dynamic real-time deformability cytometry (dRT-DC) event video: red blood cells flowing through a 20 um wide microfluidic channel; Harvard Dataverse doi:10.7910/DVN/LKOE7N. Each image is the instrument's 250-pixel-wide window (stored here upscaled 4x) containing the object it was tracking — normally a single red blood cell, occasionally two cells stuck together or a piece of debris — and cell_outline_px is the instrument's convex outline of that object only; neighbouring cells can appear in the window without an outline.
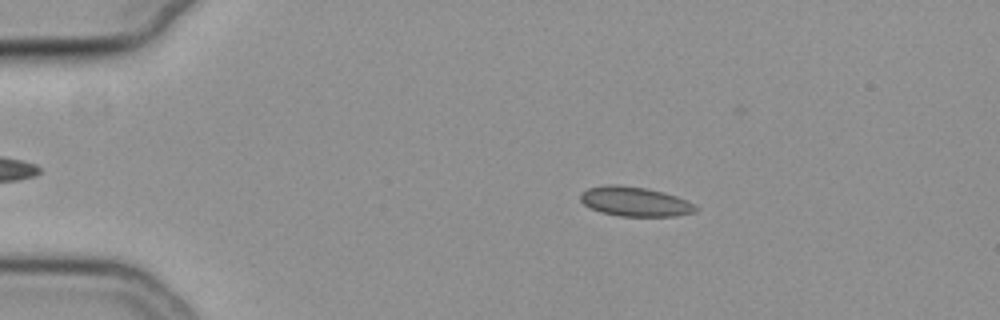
{"species": "common noctule bat (a hibernating species)", "species_latin": "Nyctalus noctula", "temperature_condition": "cold", "stored_images_in_passage": 44, "camera_frame_rate_fps": 3000, "um_per_image_px": 0.085, "animal": {"sex": "female", "body_mass_g": 19.3, "forearm_length_mm": 54.1}, "frame": {"image": 1, "passage_image": 8, "time_ms": 2.333, "image_size_px": [1000, 320], "cell_outline_px": [[700, 208], [696, 212], [676, 216], [620, 216], [600, 212], [584, 204], [580, 200], [580, 192], [588, 188], [608, 184], [620, 184], [648, 188], [664, 192], [688, 200], [696, 204]], "centroid_in_image_um": [54.01, 17.12], "position_along_channel_um": 31.0, "area_um2": 20.17}}
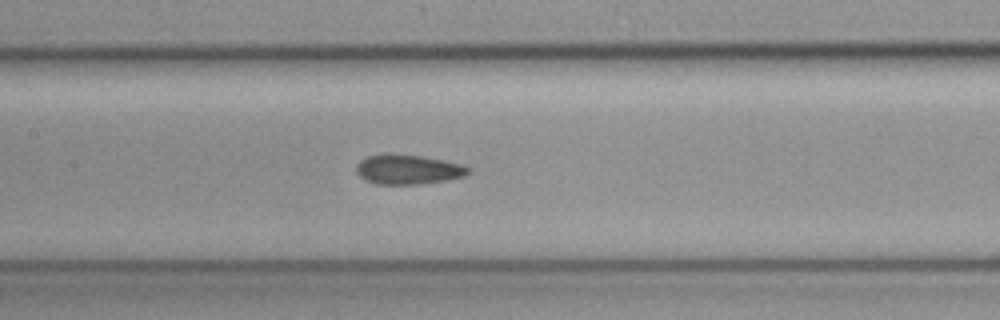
{"frame": {"image": 2, "passage_image": 24, "time_ms": 7.667, "image_size_px": [1000, 320], "cell_outline_px": [[472, 172], [464, 176], [448, 180], [416, 184], [376, 184], [364, 180], [356, 172], [356, 164], [360, 160], [368, 156], [424, 156], [464, 164], [472, 168]], "centroid_in_image_um": [34.76, 14.43], "position_along_channel_um": 172.6, "area_um2": 19.07}}
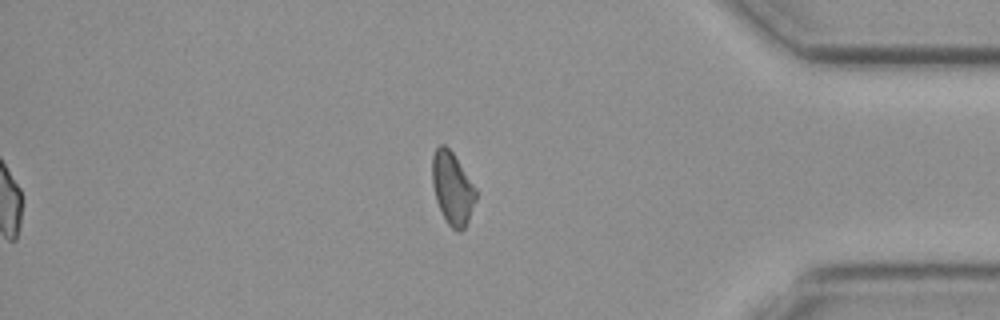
{"frame": {"image": 3, "passage_image": 44, "time_ms": 14.333, "image_size_px": [1000, 320], "cell_outline_px": [[476, 200], [468, 220], [464, 228], [460, 232], [456, 232], [448, 224], [436, 200], [432, 184], [432, 156], [436, 148], [440, 144], [444, 144], [452, 152], [476, 188]], "centroid_in_image_um": [38.45, 16.0], "position_along_channel_um": 396.8, "area_um2": 18.26}}